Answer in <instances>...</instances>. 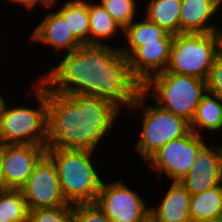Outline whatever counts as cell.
I'll return each instance as SVG.
<instances>
[{"instance_id": "obj_1", "label": "cell", "mask_w": 222, "mask_h": 222, "mask_svg": "<svg viewBox=\"0 0 222 222\" xmlns=\"http://www.w3.org/2000/svg\"><path fill=\"white\" fill-rule=\"evenodd\" d=\"M41 81L56 93L96 96L120 110L134 103L141 85L132 77L120 47L84 44L67 53Z\"/></svg>"}, {"instance_id": "obj_2", "label": "cell", "mask_w": 222, "mask_h": 222, "mask_svg": "<svg viewBox=\"0 0 222 222\" xmlns=\"http://www.w3.org/2000/svg\"><path fill=\"white\" fill-rule=\"evenodd\" d=\"M119 111L113 103L96 96H65L48 88L46 148L95 151Z\"/></svg>"}, {"instance_id": "obj_3", "label": "cell", "mask_w": 222, "mask_h": 222, "mask_svg": "<svg viewBox=\"0 0 222 222\" xmlns=\"http://www.w3.org/2000/svg\"><path fill=\"white\" fill-rule=\"evenodd\" d=\"M94 151L47 149L58 172L60 187L69 205L95 203L102 180L95 169Z\"/></svg>"}, {"instance_id": "obj_4", "label": "cell", "mask_w": 222, "mask_h": 222, "mask_svg": "<svg viewBox=\"0 0 222 222\" xmlns=\"http://www.w3.org/2000/svg\"><path fill=\"white\" fill-rule=\"evenodd\" d=\"M38 108L9 107L0 112V143L46 146L48 142V87L40 80L36 88Z\"/></svg>"}, {"instance_id": "obj_5", "label": "cell", "mask_w": 222, "mask_h": 222, "mask_svg": "<svg viewBox=\"0 0 222 222\" xmlns=\"http://www.w3.org/2000/svg\"><path fill=\"white\" fill-rule=\"evenodd\" d=\"M141 90L146 95L152 91L156 105L191 123L207 92V81L164 71L151 77Z\"/></svg>"}, {"instance_id": "obj_6", "label": "cell", "mask_w": 222, "mask_h": 222, "mask_svg": "<svg viewBox=\"0 0 222 222\" xmlns=\"http://www.w3.org/2000/svg\"><path fill=\"white\" fill-rule=\"evenodd\" d=\"M222 49V32L174 35L166 72L206 80Z\"/></svg>"}, {"instance_id": "obj_7", "label": "cell", "mask_w": 222, "mask_h": 222, "mask_svg": "<svg viewBox=\"0 0 222 222\" xmlns=\"http://www.w3.org/2000/svg\"><path fill=\"white\" fill-rule=\"evenodd\" d=\"M146 93L140 91L130 108L144 109L140 138L136 144V151L147 160L168 142L187 135L190 131V122L160 108L158 105H144ZM145 106V108H144Z\"/></svg>"}, {"instance_id": "obj_8", "label": "cell", "mask_w": 222, "mask_h": 222, "mask_svg": "<svg viewBox=\"0 0 222 222\" xmlns=\"http://www.w3.org/2000/svg\"><path fill=\"white\" fill-rule=\"evenodd\" d=\"M95 204L113 222H146L150 207L124 182H102Z\"/></svg>"}, {"instance_id": "obj_9", "label": "cell", "mask_w": 222, "mask_h": 222, "mask_svg": "<svg viewBox=\"0 0 222 222\" xmlns=\"http://www.w3.org/2000/svg\"><path fill=\"white\" fill-rule=\"evenodd\" d=\"M192 130L172 140L156 151L147 161L157 172L166 173L173 182H179L190 170L199 150L206 144Z\"/></svg>"}, {"instance_id": "obj_10", "label": "cell", "mask_w": 222, "mask_h": 222, "mask_svg": "<svg viewBox=\"0 0 222 222\" xmlns=\"http://www.w3.org/2000/svg\"><path fill=\"white\" fill-rule=\"evenodd\" d=\"M20 190L29 211L69 206L60 187L56 166L47 155L35 166Z\"/></svg>"}, {"instance_id": "obj_11", "label": "cell", "mask_w": 222, "mask_h": 222, "mask_svg": "<svg viewBox=\"0 0 222 222\" xmlns=\"http://www.w3.org/2000/svg\"><path fill=\"white\" fill-rule=\"evenodd\" d=\"M46 151V146L4 144V190H20Z\"/></svg>"}, {"instance_id": "obj_12", "label": "cell", "mask_w": 222, "mask_h": 222, "mask_svg": "<svg viewBox=\"0 0 222 222\" xmlns=\"http://www.w3.org/2000/svg\"><path fill=\"white\" fill-rule=\"evenodd\" d=\"M191 194L197 195L222 183V145L199 150L188 173L179 181Z\"/></svg>"}, {"instance_id": "obj_13", "label": "cell", "mask_w": 222, "mask_h": 222, "mask_svg": "<svg viewBox=\"0 0 222 222\" xmlns=\"http://www.w3.org/2000/svg\"><path fill=\"white\" fill-rule=\"evenodd\" d=\"M172 44L173 39L144 43L127 58L131 75L141 86L167 69Z\"/></svg>"}, {"instance_id": "obj_14", "label": "cell", "mask_w": 222, "mask_h": 222, "mask_svg": "<svg viewBox=\"0 0 222 222\" xmlns=\"http://www.w3.org/2000/svg\"><path fill=\"white\" fill-rule=\"evenodd\" d=\"M31 40L70 53L82 44L74 37L67 22L57 13H49L35 28Z\"/></svg>"}, {"instance_id": "obj_15", "label": "cell", "mask_w": 222, "mask_h": 222, "mask_svg": "<svg viewBox=\"0 0 222 222\" xmlns=\"http://www.w3.org/2000/svg\"><path fill=\"white\" fill-rule=\"evenodd\" d=\"M219 8L215 0H181L180 34L222 32L213 24L208 25Z\"/></svg>"}, {"instance_id": "obj_16", "label": "cell", "mask_w": 222, "mask_h": 222, "mask_svg": "<svg viewBox=\"0 0 222 222\" xmlns=\"http://www.w3.org/2000/svg\"><path fill=\"white\" fill-rule=\"evenodd\" d=\"M162 198L158 207H150V218L154 222H192L189 213L191 194L180 182L172 181Z\"/></svg>"}, {"instance_id": "obj_17", "label": "cell", "mask_w": 222, "mask_h": 222, "mask_svg": "<svg viewBox=\"0 0 222 222\" xmlns=\"http://www.w3.org/2000/svg\"><path fill=\"white\" fill-rule=\"evenodd\" d=\"M123 34L128 43V47L120 48V50L126 58L138 47L144 45V43L158 42V39L174 38V35L169 34L156 23L149 21L146 17H144L143 21H132L123 30Z\"/></svg>"}, {"instance_id": "obj_18", "label": "cell", "mask_w": 222, "mask_h": 222, "mask_svg": "<svg viewBox=\"0 0 222 222\" xmlns=\"http://www.w3.org/2000/svg\"><path fill=\"white\" fill-rule=\"evenodd\" d=\"M145 17L172 35L180 34L181 0H150Z\"/></svg>"}, {"instance_id": "obj_19", "label": "cell", "mask_w": 222, "mask_h": 222, "mask_svg": "<svg viewBox=\"0 0 222 222\" xmlns=\"http://www.w3.org/2000/svg\"><path fill=\"white\" fill-rule=\"evenodd\" d=\"M190 128L199 136L202 128L210 131L222 129V100L207 91L197 106Z\"/></svg>"}, {"instance_id": "obj_20", "label": "cell", "mask_w": 222, "mask_h": 222, "mask_svg": "<svg viewBox=\"0 0 222 222\" xmlns=\"http://www.w3.org/2000/svg\"><path fill=\"white\" fill-rule=\"evenodd\" d=\"M189 213L192 222L213 220L222 216V183L219 186L191 195Z\"/></svg>"}, {"instance_id": "obj_21", "label": "cell", "mask_w": 222, "mask_h": 222, "mask_svg": "<svg viewBox=\"0 0 222 222\" xmlns=\"http://www.w3.org/2000/svg\"><path fill=\"white\" fill-rule=\"evenodd\" d=\"M57 13L67 22L74 37L82 44H89V16L87 0L67 1L57 10Z\"/></svg>"}, {"instance_id": "obj_22", "label": "cell", "mask_w": 222, "mask_h": 222, "mask_svg": "<svg viewBox=\"0 0 222 222\" xmlns=\"http://www.w3.org/2000/svg\"><path fill=\"white\" fill-rule=\"evenodd\" d=\"M88 16H89V44H103L105 39L116 35L117 30L122 27L111 17L103 5L99 2H88ZM115 34V35H114ZM103 41H100V40Z\"/></svg>"}, {"instance_id": "obj_23", "label": "cell", "mask_w": 222, "mask_h": 222, "mask_svg": "<svg viewBox=\"0 0 222 222\" xmlns=\"http://www.w3.org/2000/svg\"><path fill=\"white\" fill-rule=\"evenodd\" d=\"M29 210L21 190L0 191V220L4 222H28Z\"/></svg>"}, {"instance_id": "obj_24", "label": "cell", "mask_w": 222, "mask_h": 222, "mask_svg": "<svg viewBox=\"0 0 222 222\" xmlns=\"http://www.w3.org/2000/svg\"><path fill=\"white\" fill-rule=\"evenodd\" d=\"M99 2L123 30L134 21L137 11L135 0H100Z\"/></svg>"}, {"instance_id": "obj_25", "label": "cell", "mask_w": 222, "mask_h": 222, "mask_svg": "<svg viewBox=\"0 0 222 222\" xmlns=\"http://www.w3.org/2000/svg\"><path fill=\"white\" fill-rule=\"evenodd\" d=\"M28 222H75L73 205L29 211Z\"/></svg>"}, {"instance_id": "obj_26", "label": "cell", "mask_w": 222, "mask_h": 222, "mask_svg": "<svg viewBox=\"0 0 222 222\" xmlns=\"http://www.w3.org/2000/svg\"><path fill=\"white\" fill-rule=\"evenodd\" d=\"M75 222H113L95 203L73 206Z\"/></svg>"}, {"instance_id": "obj_27", "label": "cell", "mask_w": 222, "mask_h": 222, "mask_svg": "<svg viewBox=\"0 0 222 222\" xmlns=\"http://www.w3.org/2000/svg\"><path fill=\"white\" fill-rule=\"evenodd\" d=\"M207 91L222 100V49L216 55L207 79Z\"/></svg>"}, {"instance_id": "obj_28", "label": "cell", "mask_w": 222, "mask_h": 222, "mask_svg": "<svg viewBox=\"0 0 222 222\" xmlns=\"http://www.w3.org/2000/svg\"><path fill=\"white\" fill-rule=\"evenodd\" d=\"M3 166H4V144L0 143V191L4 190Z\"/></svg>"}, {"instance_id": "obj_29", "label": "cell", "mask_w": 222, "mask_h": 222, "mask_svg": "<svg viewBox=\"0 0 222 222\" xmlns=\"http://www.w3.org/2000/svg\"><path fill=\"white\" fill-rule=\"evenodd\" d=\"M12 3H17L18 5L25 6L27 9L33 8V1L34 0H10Z\"/></svg>"}, {"instance_id": "obj_30", "label": "cell", "mask_w": 222, "mask_h": 222, "mask_svg": "<svg viewBox=\"0 0 222 222\" xmlns=\"http://www.w3.org/2000/svg\"><path fill=\"white\" fill-rule=\"evenodd\" d=\"M55 1H58V0H34L33 7H35L37 3H42L45 6H51L54 4Z\"/></svg>"}, {"instance_id": "obj_31", "label": "cell", "mask_w": 222, "mask_h": 222, "mask_svg": "<svg viewBox=\"0 0 222 222\" xmlns=\"http://www.w3.org/2000/svg\"><path fill=\"white\" fill-rule=\"evenodd\" d=\"M201 222H222V216L221 217H216L213 220L201 221Z\"/></svg>"}, {"instance_id": "obj_32", "label": "cell", "mask_w": 222, "mask_h": 222, "mask_svg": "<svg viewBox=\"0 0 222 222\" xmlns=\"http://www.w3.org/2000/svg\"><path fill=\"white\" fill-rule=\"evenodd\" d=\"M4 101H5V99H3L1 94H0V112H1V108H2V105H3Z\"/></svg>"}, {"instance_id": "obj_33", "label": "cell", "mask_w": 222, "mask_h": 222, "mask_svg": "<svg viewBox=\"0 0 222 222\" xmlns=\"http://www.w3.org/2000/svg\"><path fill=\"white\" fill-rule=\"evenodd\" d=\"M217 3H218V5L221 7L222 6V0H215Z\"/></svg>"}, {"instance_id": "obj_34", "label": "cell", "mask_w": 222, "mask_h": 222, "mask_svg": "<svg viewBox=\"0 0 222 222\" xmlns=\"http://www.w3.org/2000/svg\"><path fill=\"white\" fill-rule=\"evenodd\" d=\"M146 222H154L151 218H149Z\"/></svg>"}]
</instances>
